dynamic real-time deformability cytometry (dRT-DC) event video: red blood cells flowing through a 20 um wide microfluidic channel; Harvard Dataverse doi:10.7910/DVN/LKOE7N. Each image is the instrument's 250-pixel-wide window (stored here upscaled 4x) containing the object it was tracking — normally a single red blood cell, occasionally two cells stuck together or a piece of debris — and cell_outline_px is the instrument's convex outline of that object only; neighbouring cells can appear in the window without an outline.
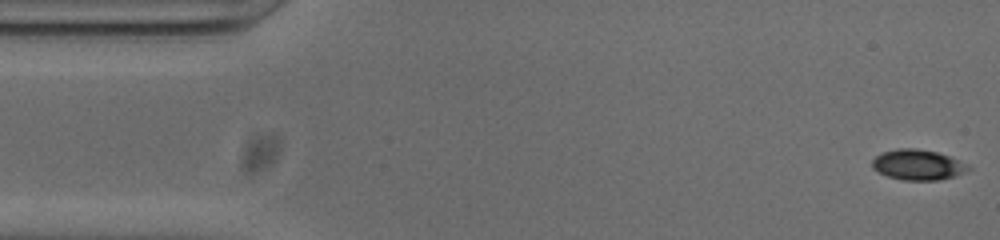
{"species": "common noctule bat (a hibernating species)", "species_latin": "Nyctalus noctula", "temperature_condition": "cold", "stored_images_in_passage": 52, "camera_frame_rate_fps": 3000, "um_per_image_px": 0.085, "animal": {"sex": "male", "body_mass_g": 20.0, "forearm_length_mm": 53.3}, "frame": {"image": 1, "passage_image": 1, "time_ms": 0.0, "image_size_px": [1000, 240], "cell_outline_px": [[972, 168], [956, 176], [940, 180], [904, 180], [888, 176], [872, 168], [872, 160], [876, 156], [884, 152], [896, 148], [916, 148], [936, 152], [948, 156], [968, 164]], "centroid_in_image_um": [78.03, 14.01], "position_along_channel_um": 7.0, "area_um2": 16.94}}
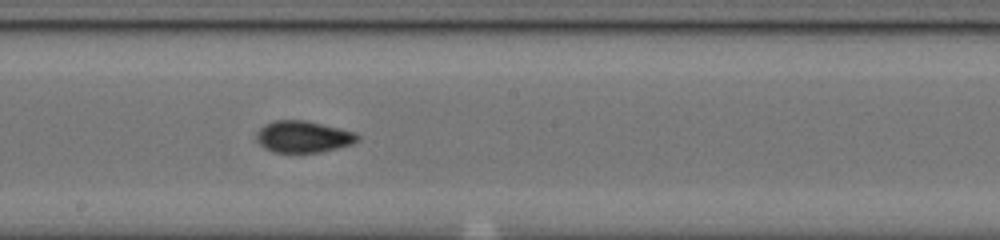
{"frame": {"image": 2, "passage_image": 27, "time_ms": 8.667, "image_size_px": [1000, 240], "cell_outline_px": [[360, 140], [352, 144], [320, 152], [272, 152], [264, 148], [256, 140], [256, 132], [264, 124], [272, 120], [304, 120], [340, 128], [356, 132], [360, 136]], "centroid_in_image_um": [25.76, 11.61], "position_along_channel_um": 222.4, "area_um2": 18.79}}
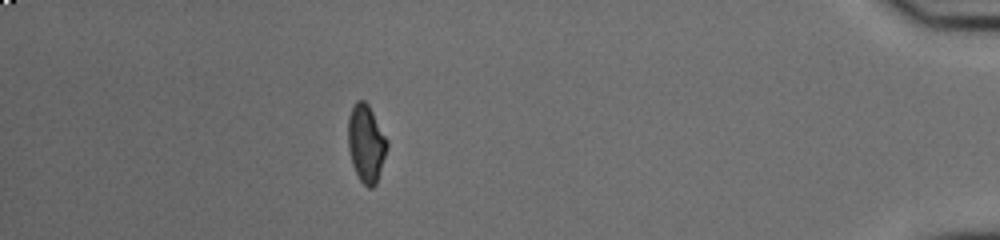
{"frame": {"image": 3, "passage_image": 46, "time_ms": 15.0, "image_size_px": [1000, 240], "cell_outline_px": [[388, 148], [376, 184], [372, 188], [368, 188], [360, 180], [352, 164], [348, 148], [348, 116], [356, 100], [364, 100], [368, 104], [388, 140]], "centroid_in_image_um": [31.12, 12.19], "position_along_channel_um": 404.1, "area_um2": 17.69}, "authors_computed_cell_mechanics": {"area_um2": 17.8602, "velocity_mm_per_s": 3.8205, "shape_relaxation_time_tau1_ms": 9.899, "shape_relaxation_time_tau2_ms": 2.556, "deformation_change_tau1": 0.2144, "deformation_change_tau2": 0.0771}}